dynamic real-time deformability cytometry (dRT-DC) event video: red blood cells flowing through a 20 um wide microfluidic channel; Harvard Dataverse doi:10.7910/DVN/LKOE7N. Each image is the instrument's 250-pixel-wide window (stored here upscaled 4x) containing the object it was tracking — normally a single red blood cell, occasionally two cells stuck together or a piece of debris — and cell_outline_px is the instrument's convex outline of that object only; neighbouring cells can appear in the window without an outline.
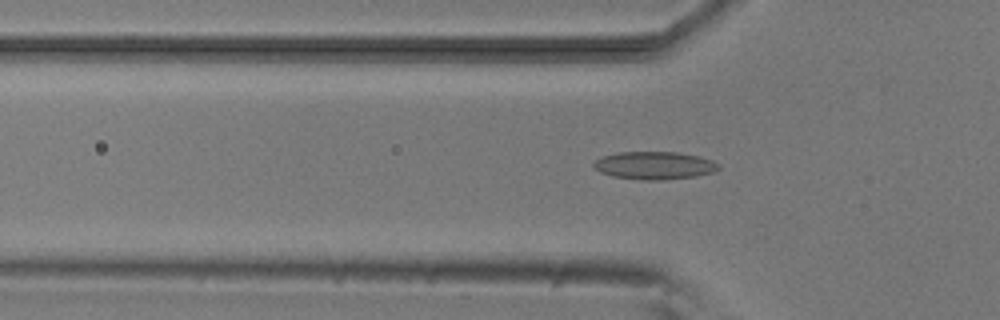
{"species": "common noctule bat (a hibernating species)", "species_latin": "Nyctalus noctula", "temperature_condition": "room temperature", "stored_images_in_passage": 48, "camera_frame_rate_fps": 3000, "um_per_image_px": 0.085, "animal": {"sex": "male", "body_mass_g": 20.5, "forearm_length_mm": 52.5}, "frame": {"image": 1, "passage_image": 12, "time_ms": 3.667, "image_size_px": [1000, 320], "cell_outline_px": [[720, 168], [712, 172], [696, 176], [664, 180], [640, 180], [612, 176], [600, 172], [592, 164], [600, 156], [616, 152], [680, 152], [700, 156], [712, 160], [720, 164]], "centroid_in_image_um": [55.63, 14.06], "position_along_channel_um": 70.2, "area_um2": 20.46}}
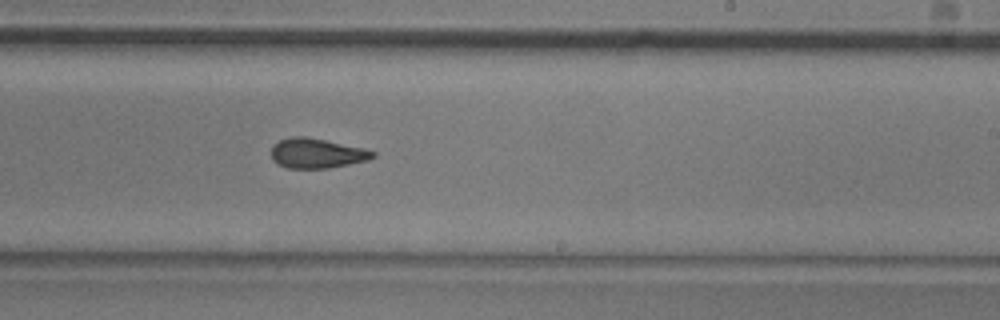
{"frame": {"image": 2, "passage_image": 27, "time_ms": 8.667, "image_size_px": [1000, 320], "cell_outline_px": [[376, 156], [368, 160], [328, 168], [288, 168], [272, 160], [272, 144], [280, 140], [292, 136], [304, 136], [364, 148], [376, 152]], "centroid_in_image_um": [26.93, 13.02], "position_along_channel_um": 262.1, "area_um2": 17.51}}
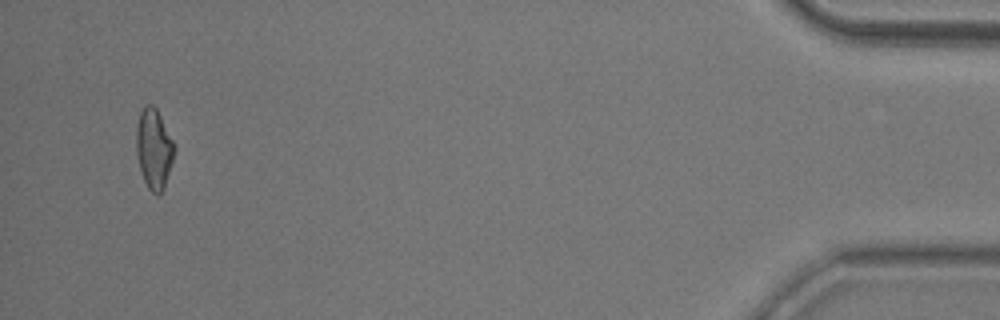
{"frame": {"image": 3, "passage_image": 46, "time_ms": 15.0, "image_size_px": [1000, 320], "cell_outline_px": [[176, 148], [164, 188], [160, 192], [152, 192], [148, 188], [144, 180], [140, 168], [136, 152], [136, 128], [140, 112], [144, 104], [152, 104], [156, 108]], "centroid_in_image_um": [13.06, 12.61], "position_along_channel_um": 422.1, "area_um2": 17.46}, "authors_computed_cell_mechanics": {"area_um2": 17.918, "velocity_mm_per_s": 3.8133, "shape_relaxation_time_tau1_ms": 4.8981, "shape_relaxation_time_tau2_ms": 2.6148, "deformation_change_tau1": 0.153, "deformation_change_tau2": 0.105}}